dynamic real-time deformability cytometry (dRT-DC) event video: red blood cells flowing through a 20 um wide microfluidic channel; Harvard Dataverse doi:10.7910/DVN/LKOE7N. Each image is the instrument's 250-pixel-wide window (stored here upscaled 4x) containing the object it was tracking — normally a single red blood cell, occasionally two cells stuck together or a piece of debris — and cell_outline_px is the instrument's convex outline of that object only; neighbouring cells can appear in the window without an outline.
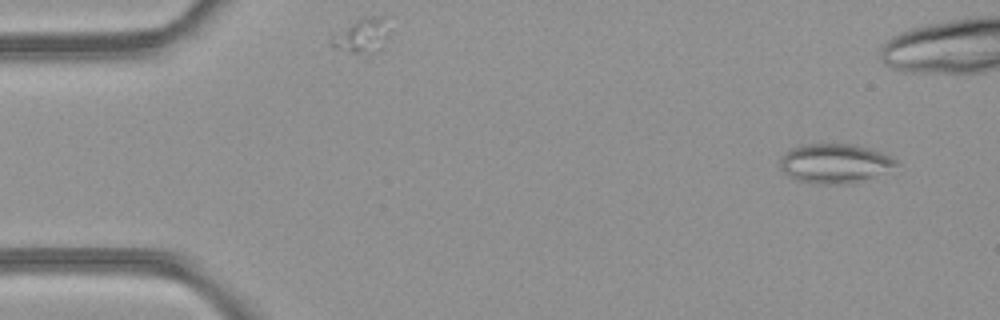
{"species": "common noctule bat (a hibernating species)", "species_latin": "Nyctalus noctula", "temperature_condition": "room temperature", "stored_images_in_passage": 42, "camera_frame_rate_fps": 3000, "um_per_image_px": 0.085, "animal": {"sex": "female", "body_mass_g": 21.9}, "frame": {"image": 1, "passage_image": 4, "time_ms": 1.0, "image_size_px": [1000, 320], "cell_outline_px": [[896, 164], [872, 176], [856, 180], [836, 184], [816, 184], [796, 180], [788, 176], [780, 168], [780, 156], [784, 152], [792, 148], [808, 144], [856, 144], [892, 156], [896, 160]], "centroid_in_image_um": [70.84, 13.86], "position_along_channel_um": 14.2, "area_um2": 25.95}}
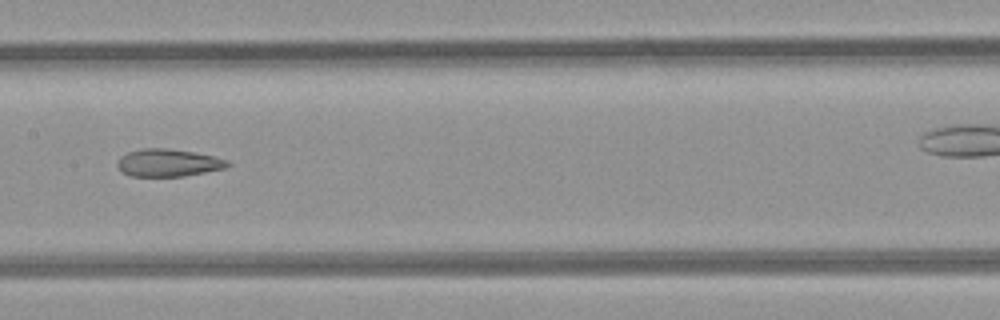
{"frame": {"image": 2, "passage_image": 25, "time_ms": 8.0, "image_size_px": [1000, 320], "cell_outline_px": [[232, 164], [224, 168], [184, 176], [128, 176], [120, 172], [116, 164], [120, 156], [128, 152], [144, 148], [168, 148], [196, 152], [228, 160]], "centroid_in_image_um": [14.26, 13.83], "position_along_channel_um": 193.1, "area_um2": 17.8}}
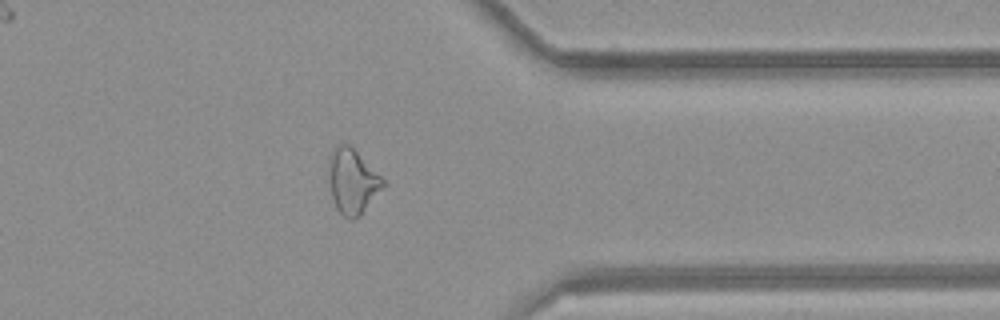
{"frame": {"image": 3, "passage_image": 39, "time_ms": 12.667, "image_size_px": [1000, 320], "cell_outline_px": [[388, 184], [360, 216], [352, 220], [348, 220], [336, 208], [332, 196], [328, 176], [328, 156], [340, 144], [348, 144]], "centroid_in_image_um": [29.96, 15.46], "position_along_channel_um": 381.4, "area_um2": 20.46}, "authors_computed_cell_mechanics": {"area_um2": 20.4612, "velocity_mm_per_s": 4.2765, "shape_relaxation_time_tau1_ms": null, "shape_relaxation_time_tau2_ms": 2.8699, "deformation_change_tau1": null, "deformation_change_tau2": 0.1201}}